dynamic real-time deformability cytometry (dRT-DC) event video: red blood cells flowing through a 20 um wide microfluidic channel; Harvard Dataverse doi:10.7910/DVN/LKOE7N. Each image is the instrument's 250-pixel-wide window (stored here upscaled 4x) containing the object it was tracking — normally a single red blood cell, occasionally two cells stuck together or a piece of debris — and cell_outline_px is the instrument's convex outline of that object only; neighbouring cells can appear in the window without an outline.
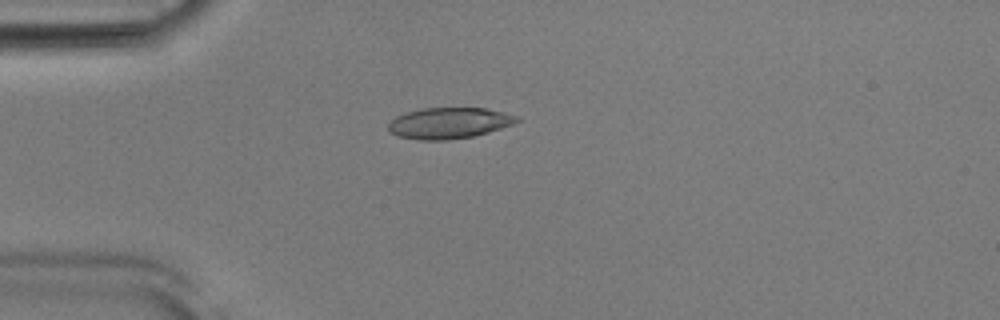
{"species": "Egyptian fruit bat (a non-hibernating species)", "species_latin": "Rousettus aegyptiacus", "temperature_condition": "room temperature", "stored_images_in_passage": 41, "camera_frame_rate_fps": 3000, "um_per_image_px": 0.085, "animal": {"sex": "male"}, "frame": {"image": 1, "passage_image": 2, "time_ms": 0.333, "image_size_px": [1000, 320], "cell_outline_px": [[520, 120], [512, 124], [488, 132], [472, 136], [448, 140], [416, 140], [396, 136], [388, 132], [388, 124], [396, 116], [404, 112], [424, 108], [484, 108], [504, 112], [520, 116]], "centroid_in_image_um": [38.13, 10.46], "position_along_channel_um": 46.9, "area_um2": 23.41}}
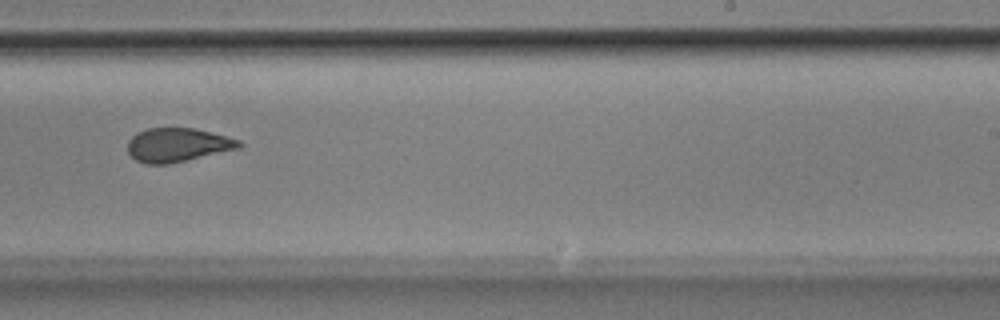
{"frame": {"image": 2, "passage_image": 21, "time_ms": 6.667, "image_size_px": [1000, 320], "cell_outline_px": [[244, 144], [240, 148], [168, 164], [144, 164], [136, 160], [128, 152], [128, 140], [136, 132], [148, 128], [192, 128], [240, 140]], "centroid_in_image_um": [15.06, 12.32], "position_along_channel_um": 273.9, "area_um2": 21.79}}
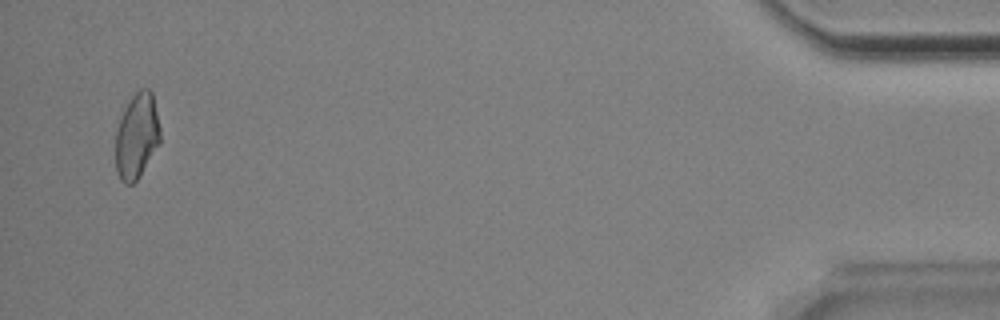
{"frame": {"image": 3, "passage_image": 39, "time_ms": 12.667, "image_size_px": [1000, 320], "cell_outline_px": [[160, 144], [140, 176], [132, 184], [124, 184], [120, 180], [116, 172], [116, 132], [120, 116], [124, 108], [132, 96], [140, 88], [148, 88], [152, 92], [160, 128]], "centroid_in_image_um": [11.63, 11.57], "position_along_channel_um": 423.6, "area_um2": 22.43}, "authors_computed_cell_mechanics": {"area_um2": 22.5998, "velocity_mm_per_s": 3.8589, "shape_relaxation_time_tau1_ms": 5.0343, "shape_relaxation_time_tau2_ms": 1.122, "deformation_change_tau1": 0.1367, "deformation_change_tau2": 0.0731}}